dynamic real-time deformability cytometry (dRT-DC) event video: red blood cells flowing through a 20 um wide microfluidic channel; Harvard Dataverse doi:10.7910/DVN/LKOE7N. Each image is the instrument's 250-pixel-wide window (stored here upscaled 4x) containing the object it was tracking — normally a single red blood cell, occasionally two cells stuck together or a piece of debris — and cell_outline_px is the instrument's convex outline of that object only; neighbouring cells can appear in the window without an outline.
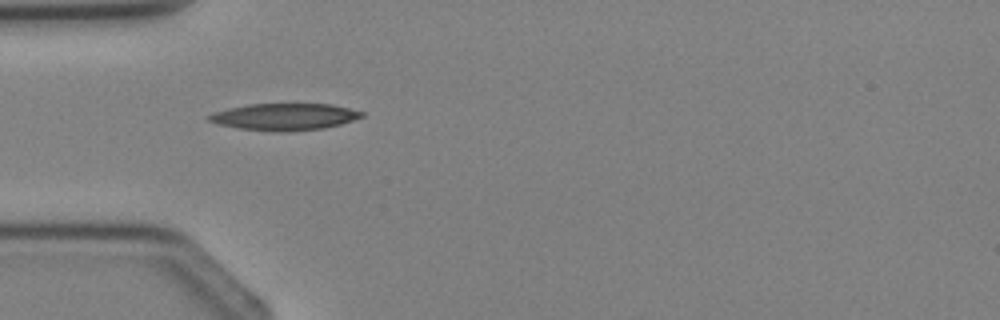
{"species": "Egyptian fruit bat (a non-hibernating species)", "species_latin": "Rousettus aegyptiacus", "temperature_condition": "cold", "stored_images_in_passage": 1, "camera_frame_rate_fps": 3000, "um_per_image_px": 0.085, "animal": {"sex": "female"}, "frame": {"image": 1, "passage_image": 1, "time_ms": 0.0, "image_size_px": [1000, 320], "cell_outline_px": [[364, 116], [340, 124], [324, 128], [288, 132], [272, 132], [240, 128], [216, 124], [208, 120], [208, 116], [212, 112], [228, 108], [248, 104], [332, 104], [364, 112]], "centroid_in_image_um": [24.15, 9.93], "position_along_channel_um": 60.8, "area_um2": 23.99}}